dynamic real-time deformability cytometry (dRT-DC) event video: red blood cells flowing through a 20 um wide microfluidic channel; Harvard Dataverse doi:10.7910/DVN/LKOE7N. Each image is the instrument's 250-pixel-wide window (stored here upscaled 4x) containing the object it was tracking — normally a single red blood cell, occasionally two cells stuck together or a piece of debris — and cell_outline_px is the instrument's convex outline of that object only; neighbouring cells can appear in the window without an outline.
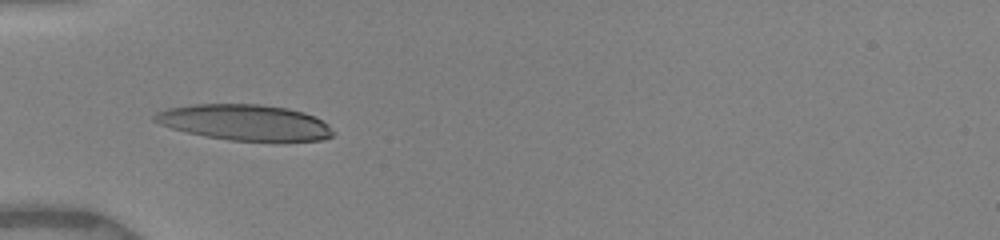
{"species": "human", "species_latin": "Homo sapiens", "temperature_condition": "warm", "stored_images_in_passage": 21, "camera_frame_rate_fps": 3000, "um_per_image_px": 0.085, "donor": {"sex": "female"}, "frame": {"image": 1, "passage_image": 3, "time_ms": 0.667, "image_size_px": [1000, 240], "cell_outline_px": [[336, 132], [332, 136], [324, 140], [228, 140], [188, 132], [172, 128], [160, 124], [152, 120], [152, 116], [156, 112], [168, 108], [192, 104], [260, 104], [288, 108], [304, 112], [316, 116], [328, 124]], "centroid_in_image_um": [20.83, 10.39], "position_along_channel_um": 64.2, "area_um2": 37.11}}
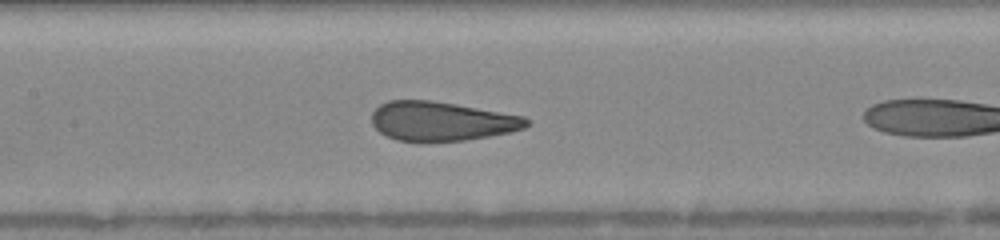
{"frame": {"image": 2, "passage_image": 9, "time_ms": 2.333, "image_size_px": [1000, 240], "cell_outline_px": [[532, 124], [524, 128], [512, 132], [464, 140], [396, 140], [380, 132], [372, 124], [372, 112], [380, 104], [388, 100], [432, 100], [456, 104], [524, 116]], "centroid_in_image_um": [37.55, 10.28], "position_along_channel_um": 169.9, "area_um2": 35.03}}
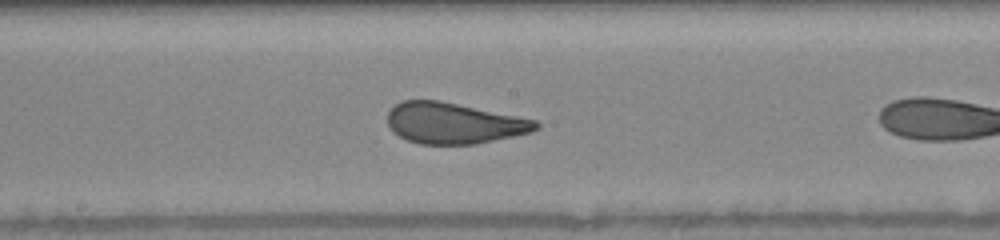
{"frame": {"image": 3, "passage_image": 13, "time_ms": 3.333, "image_size_px": [1000, 240], "cell_outline_px": [[540, 128], [532, 132], [476, 144], [420, 144], [408, 140], [392, 132], [388, 124], [388, 112], [396, 104], [404, 100], [440, 100], [536, 120], [540, 124]], "centroid_in_image_um": [38.58, 10.47], "position_along_channel_um": 209.6, "area_um2": 35.37}}